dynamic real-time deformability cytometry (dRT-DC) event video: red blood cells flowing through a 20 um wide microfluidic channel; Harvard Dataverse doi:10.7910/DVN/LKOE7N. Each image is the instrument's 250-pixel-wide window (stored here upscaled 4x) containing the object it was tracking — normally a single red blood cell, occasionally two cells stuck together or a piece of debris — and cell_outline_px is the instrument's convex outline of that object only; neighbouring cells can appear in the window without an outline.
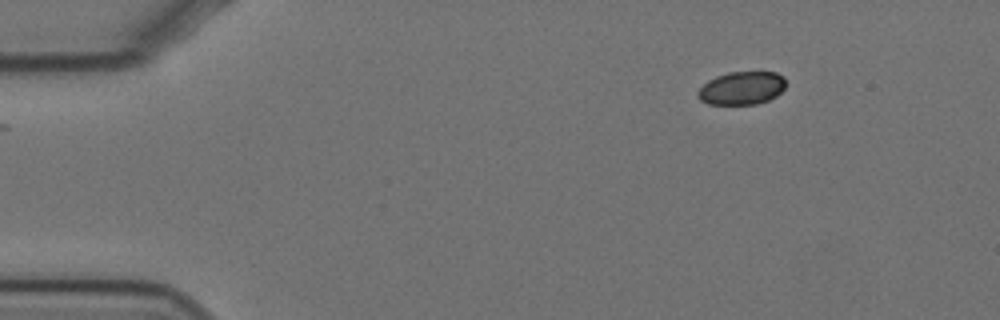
{"species": "Egyptian fruit bat (a non-hibernating species)", "species_latin": "Rousettus aegyptiacus", "temperature_condition": "cold", "stored_images_in_passage": 52, "camera_frame_rate_fps": 3000, "um_per_image_px": 0.085, "animal": {"sex": "female"}, "frame": {"image": 1, "passage_image": 1, "time_ms": 0.0, "image_size_px": [1000, 320], "cell_outline_px": [[784, 88], [776, 96], [768, 100], [756, 104], [708, 104], [700, 100], [696, 96], [696, 92], [708, 80], [716, 76], [728, 72], [776, 72], [784, 76]], "centroid_in_image_um": [63.02, 7.49], "position_along_channel_um": 22.0, "area_um2": 16.99}}
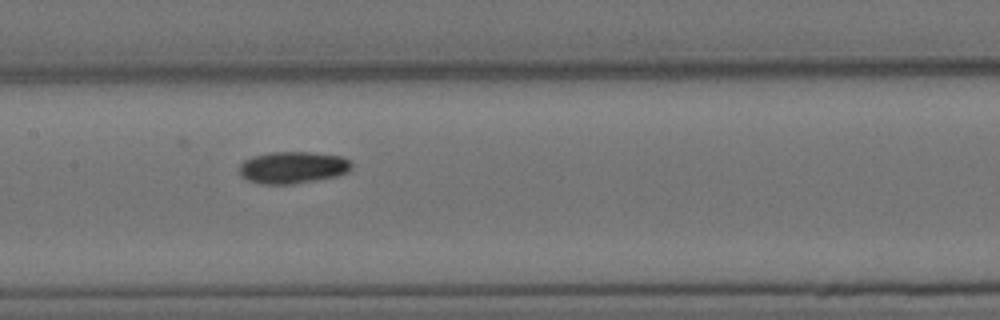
{"frame": {"image": 2, "passage_image": 22, "time_ms": 7.0, "image_size_px": [1000, 320], "cell_outline_px": [[352, 168], [348, 172], [336, 176], [292, 184], [260, 184], [248, 180], [240, 176], [240, 164], [244, 160], [252, 156], [272, 152], [308, 152], [340, 156], [348, 160], [352, 164]], "centroid_in_image_um": [24.86, 14.24], "position_along_channel_um": 182.5, "area_um2": 20.81}}
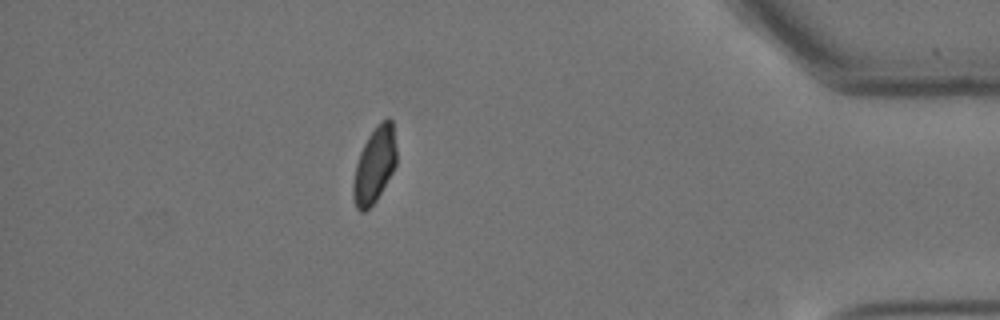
{"frame": {"image": 3, "passage_image": 45, "time_ms": 14.667, "image_size_px": [1000, 320], "cell_outline_px": [[396, 164], [392, 172], [376, 200], [364, 212], [360, 212], [356, 208], [352, 196], [352, 184], [356, 164], [360, 152], [368, 136], [380, 120], [388, 116], [392, 120], [396, 148]], "centroid_in_image_um": [31.82, 14.01], "position_along_channel_um": 403.4, "area_um2": 19.13}, "authors_computed_cell_mechanics": {"area_um2": 19.6231, "velocity_mm_per_s": 3.4547, "shape_relaxation_time_tau1_ms": 5.2419, "shape_relaxation_time_tau2_ms": null, "deformation_change_tau1": 0.1159, "deformation_change_tau2": null}}